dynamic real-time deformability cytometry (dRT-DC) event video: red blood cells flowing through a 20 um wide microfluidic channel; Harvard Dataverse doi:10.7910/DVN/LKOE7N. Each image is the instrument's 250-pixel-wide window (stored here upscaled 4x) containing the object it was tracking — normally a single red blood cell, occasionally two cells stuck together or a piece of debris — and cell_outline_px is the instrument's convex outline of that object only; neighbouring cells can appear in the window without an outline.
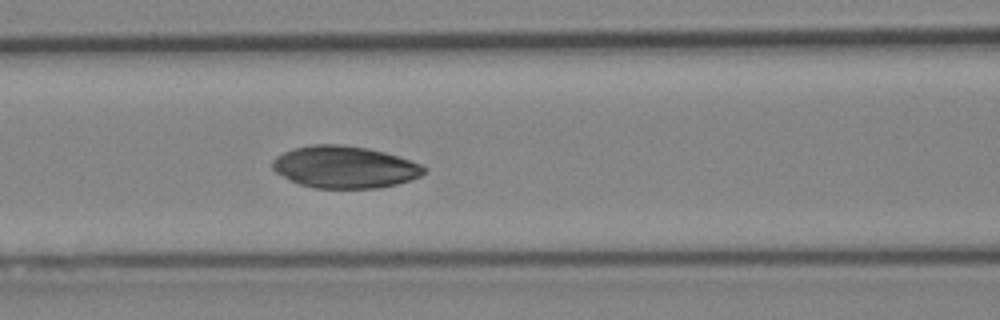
{"species": "Egyptian fruit bat (a non-hibernating species)", "species_latin": "Rousettus aegyptiacus", "temperature_condition": "cold", "stored_images_in_passage": 37, "camera_frame_rate_fps": 3000, "um_per_image_px": 0.085, "animal": {"sex": "female"}, "frame": {"image": 1, "passage_image": 12, "time_ms": 3.667, "image_size_px": [1000, 320], "cell_outline_px": [[428, 168], [420, 176], [396, 184], [380, 188], [316, 188], [300, 184], [276, 172], [272, 168], [272, 160], [276, 156], [292, 148], [312, 144], [336, 144], [368, 148], [384, 152], [420, 164]], "centroid_in_image_um": [29.27, 14.19], "position_along_channel_um": 137.3, "area_um2": 36.88}}
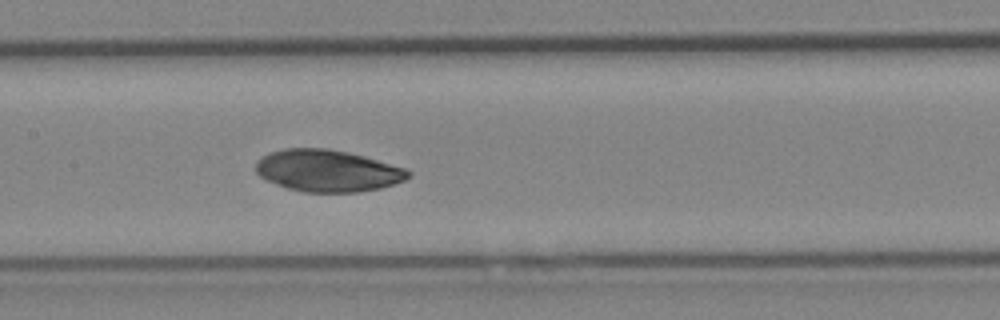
{"frame": {"image": 2, "passage_image": 15, "time_ms": 4.667, "image_size_px": [1000, 320], "cell_outline_px": [[412, 176], [404, 180], [380, 188], [356, 192], [304, 192], [288, 188], [276, 184], [260, 176], [256, 172], [256, 160], [272, 152], [284, 148], [328, 148], [348, 152], [364, 156], [404, 168], [412, 172]], "centroid_in_image_um": [27.84, 14.51], "position_along_channel_um": 179.6, "area_um2": 36.99}}
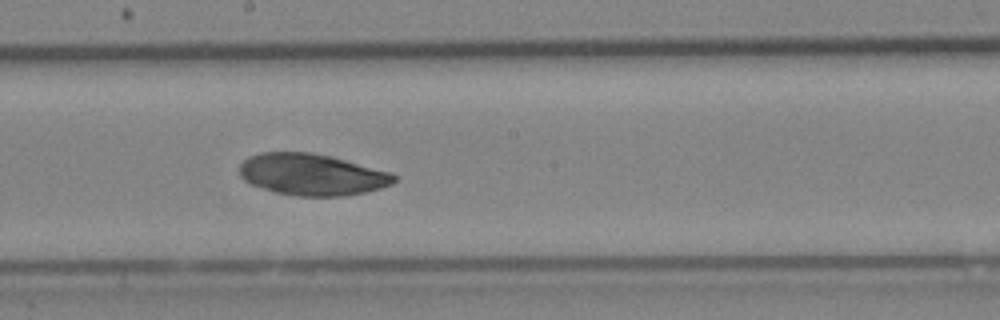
{"frame": {"image": 3, "passage_image": 18, "time_ms": 5.667, "image_size_px": [1000, 320], "cell_outline_px": [[396, 180], [392, 184], [380, 188], [364, 192], [344, 196], [296, 196], [276, 192], [252, 184], [244, 180], [240, 176], [240, 164], [248, 156], [260, 152], [312, 152], [332, 156], [392, 172], [396, 176]], "centroid_in_image_um": [26.52, 14.82], "position_along_channel_um": 221.7, "area_um2": 37.57}}